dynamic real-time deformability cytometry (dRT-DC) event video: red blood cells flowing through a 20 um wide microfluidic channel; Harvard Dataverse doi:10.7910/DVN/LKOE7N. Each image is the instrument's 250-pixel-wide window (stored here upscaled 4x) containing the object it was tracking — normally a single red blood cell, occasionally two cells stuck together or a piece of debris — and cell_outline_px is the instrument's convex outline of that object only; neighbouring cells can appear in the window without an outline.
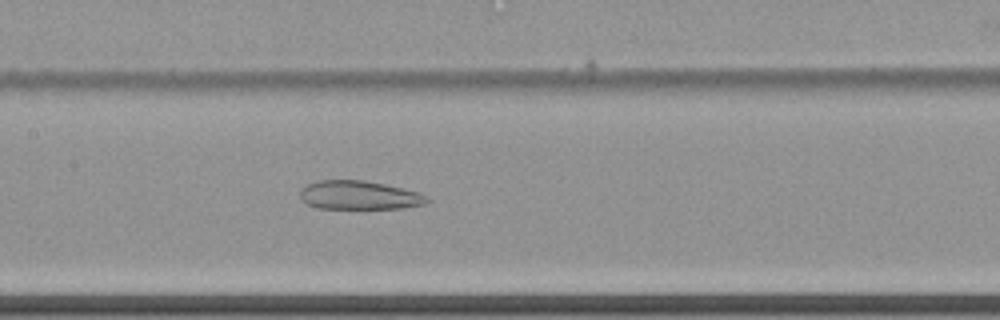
{"species": "common noctule bat (a hibernating species)", "species_latin": "Nyctalus noctula", "temperature_condition": "cold", "stored_images_in_passage": 43, "camera_frame_rate_fps": 3000, "um_per_image_px": 0.085, "animal": {"sex": "female", "body_mass_g": 22.7, "forearm_length_mm": 54.2}, "frame": {"image": 1, "passage_image": 14, "time_ms": 4.333, "image_size_px": [1000, 320], "cell_outline_px": [[428, 200], [424, 204], [400, 208], [316, 208], [300, 200], [300, 192], [308, 184], [320, 180], [364, 180], [404, 188], [420, 192], [428, 196]], "centroid_in_image_um": [30.54, 16.59], "position_along_channel_um": 176.9, "area_um2": 21.15}}
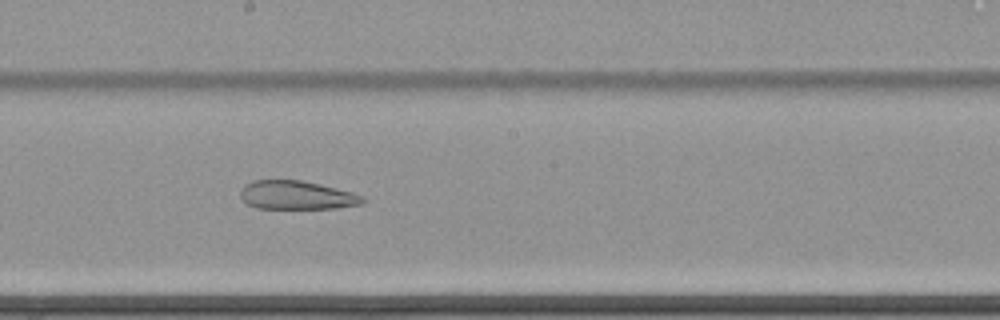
{"frame": {"image": 2, "passage_image": 18, "time_ms": 5.667, "image_size_px": [1000, 320], "cell_outline_px": [[368, 200], [360, 204], [336, 208], [256, 208], [248, 204], [240, 196], [240, 192], [244, 184], [252, 180], [300, 180], [320, 184], [352, 192], [364, 196]], "centroid_in_image_um": [25.23, 16.58], "position_along_channel_um": 223.0, "area_um2": 20.4}}
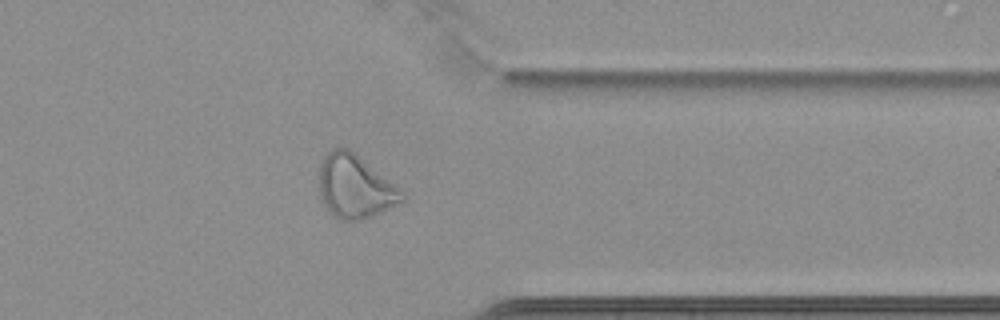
{"frame": {"image": 3, "passage_image": 32, "time_ms": 10.333, "image_size_px": [1000, 320], "cell_outline_px": [[408, 196], [404, 200], [372, 216], [360, 220], [340, 220], [328, 212], [324, 208], [320, 196], [320, 164], [324, 156], [332, 148], [348, 148]], "centroid_in_image_um": [30.13, 15.89], "position_along_channel_um": 381.3, "area_um2": 30.06}, "authors_computed_cell_mechanics": {"area_um2": 25.8366, "velocity_mm_per_s": 3.472, "shape_relaxation_time_tau1_ms": null, "shape_relaxation_time_tau2_ms": 3.401, "deformation_change_tau1": null, "deformation_change_tau2": 0.1438}}